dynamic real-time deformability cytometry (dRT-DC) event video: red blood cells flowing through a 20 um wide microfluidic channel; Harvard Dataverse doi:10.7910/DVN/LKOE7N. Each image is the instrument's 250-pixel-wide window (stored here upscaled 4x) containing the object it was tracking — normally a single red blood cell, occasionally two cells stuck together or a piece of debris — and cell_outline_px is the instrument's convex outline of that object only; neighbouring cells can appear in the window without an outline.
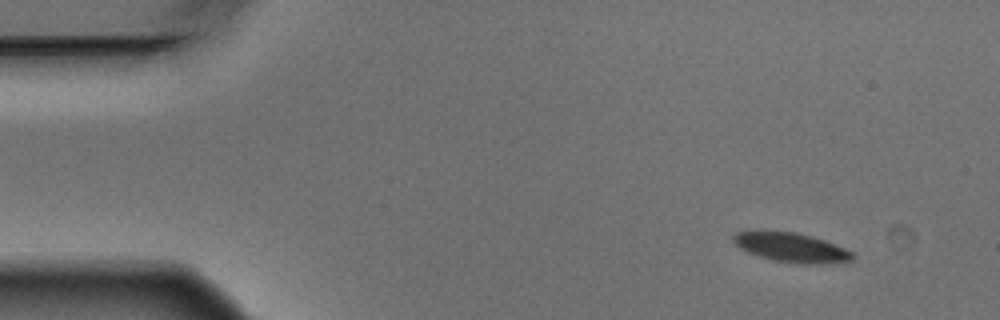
{"species": "Egyptian fruit bat (a non-hibernating species)", "species_latin": "Rousettus aegyptiacus", "temperature_condition": "warm", "stored_images_in_passage": 3, "camera_frame_rate_fps": 3000, "um_per_image_px": 0.085, "animal": {"sex": "male"}, "frame": {"image": 1, "passage_image": 1, "time_ms": 0.0, "image_size_px": [1000, 320], "cell_outline_px": [[856, 256], [848, 264], [800, 264], [772, 260], [748, 252], [740, 248], [732, 240], [732, 236], [736, 232], [796, 232], [812, 236], [824, 240], [844, 248], [852, 252]], "centroid_in_image_um": [67.37, 21.08], "position_along_channel_um": 17.6, "area_um2": 20.46}}
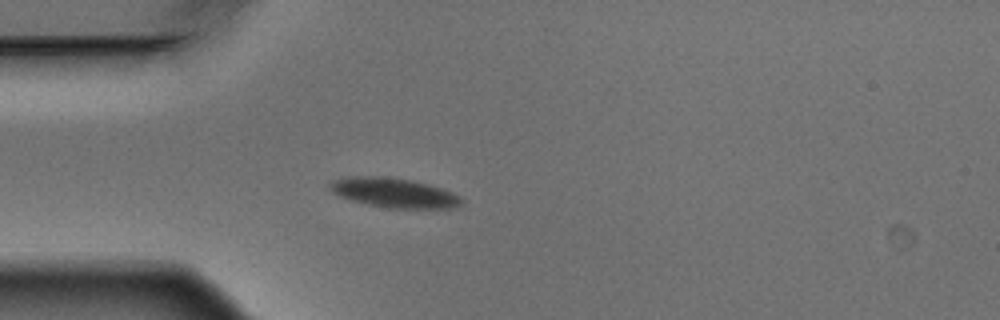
{"frame": {"image": 2, "passage_image": 3, "time_ms": 0.667, "image_size_px": [1000, 320], "cell_outline_px": [[464, 204], [452, 208], [388, 208], [368, 204], [352, 200], [340, 196], [332, 192], [328, 188], [328, 184], [332, 180], [352, 176], [380, 176], [412, 180], [428, 184], [452, 192], [460, 196], [464, 200]], "centroid_in_image_um": [33.5, 16.38], "position_along_channel_um": 51.5, "area_um2": 22.72}}